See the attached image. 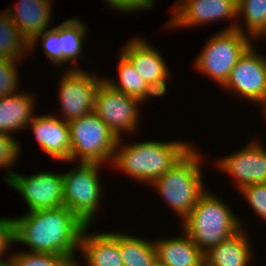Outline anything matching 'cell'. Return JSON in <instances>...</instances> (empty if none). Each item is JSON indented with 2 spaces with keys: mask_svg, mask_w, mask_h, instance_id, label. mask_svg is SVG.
<instances>
[{
  "mask_svg": "<svg viewBox=\"0 0 266 266\" xmlns=\"http://www.w3.org/2000/svg\"><path fill=\"white\" fill-rule=\"evenodd\" d=\"M11 219L13 244H25L30 248L29 252L76 258L86 224L64 205L27 211L26 214Z\"/></svg>",
  "mask_w": 266,
  "mask_h": 266,
  "instance_id": "1",
  "label": "cell"
},
{
  "mask_svg": "<svg viewBox=\"0 0 266 266\" xmlns=\"http://www.w3.org/2000/svg\"><path fill=\"white\" fill-rule=\"evenodd\" d=\"M193 145L188 141H141L123 143L120 138L111 163L113 168L140 183L151 185L168 171Z\"/></svg>",
  "mask_w": 266,
  "mask_h": 266,
  "instance_id": "2",
  "label": "cell"
},
{
  "mask_svg": "<svg viewBox=\"0 0 266 266\" xmlns=\"http://www.w3.org/2000/svg\"><path fill=\"white\" fill-rule=\"evenodd\" d=\"M242 224L225 201L206 190L182 220L181 230L206 253L211 247L235 235L243 228Z\"/></svg>",
  "mask_w": 266,
  "mask_h": 266,
  "instance_id": "3",
  "label": "cell"
},
{
  "mask_svg": "<svg viewBox=\"0 0 266 266\" xmlns=\"http://www.w3.org/2000/svg\"><path fill=\"white\" fill-rule=\"evenodd\" d=\"M192 146L168 171L151 186L173 212L184 219L207 190L202 174V153Z\"/></svg>",
  "mask_w": 266,
  "mask_h": 266,
  "instance_id": "4",
  "label": "cell"
},
{
  "mask_svg": "<svg viewBox=\"0 0 266 266\" xmlns=\"http://www.w3.org/2000/svg\"><path fill=\"white\" fill-rule=\"evenodd\" d=\"M252 42L250 37L237 29L219 31L206 41L193 65L197 72L223 87L232 68Z\"/></svg>",
  "mask_w": 266,
  "mask_h": 266,
  "instance_id": "5",
  "label": "cell"
},
{
  "mask_svg": "<svg viewBox=\"0 0 266 266\" xmlns=\"http://www.w3.org/2000/svg\"><path fill=\"white\" fill-rule=\"evenodd\" d=\"M71 152L70 162L112 163L117 136L93 112L68 122Z\"/></svg>",
  "mask_w": 266,
  "mask_h": 266,
  "instance_id": "6",
  "label": "cell"
},
{
  "mask_svg": "<svg viewBox=\"0 0 266 266\" xmlns=\"http://www.w3.org/2000/svg\"><path fill=\"white\" fill-rule=\"evenodd\" d=\"M77 162V166L63 174L64 206L75 213L86 225H91L95 222L94 219L102 201L99 170L103 164Z\"/></svg>",
  "mask_w": 266,
  "mask_h": 266,
  "instance_id": "7",
  "label": "cell"
},
{
  "mask_svg": "<svg viewBox=\"0 0 266 266\" xmlns=\"http://www.w3.org/2000/svg\"><path fill=\"white\" fill-rule=\"evenodd\" d=\"M68 69L58 85L61 119L65 122L94 112L96 92L104 80V77L77 66Z\"/></svg>",
  "mask_w": 266,
  "mask_h": 266,
  "instance_id": "8",
  "label": "cell"
},
{
  "mask_svg": "<svg viewBox=\"0 0 266 266\" xmlns=\"http://www.w3.org/2000/svg\"><path fill=\"white\" fill-rule=\"evenodd\" d=\"M141 103L133 96L114 90L103 80L96 92L94 113L120 139L123 132L136 133L141 118Z\"/></svg>",
  "mask_w": 266,
  "mask_h": 266,
  "instance_id": "9",
  "label": "cell"
},
{
  "mask_svg": "<svg viewBox=\"0 0 266 266\" xmlns=\"http://www.w3.org/2000/svg\"><path fill=\"white\" fill-rule=\"evenodd\" d=\"M255 49L252 44L238 59L223 88L263 108L266 105V57L257 54Z\"/></svg>",
  "mask_w": 266,
  "mask_h": 266,
  "instance_id": "10",
  "label": "cell"
},
{
  "mask_svg": "<svg viewBox=\"0 0 266 266\" xmlns=\"http://www.w3.org/2000/svg\"><path fill=\"white\" fill-rule=\"evenodd\" d=\"M17 190L29 211L52 209L64 205L63 173L38 172L23 175L16 172L5 181Z\"/></svg>",
  "mask_w": 266,
  "mask_h": 266,
  "instance_id": "11",
  "label": "cell"
},
{
  "mask_svg": "<svg viewBox=\"0 0 266 266\" xmlns=\"http://www.w3.org/2000/svg\"><path fill=\"white\" fill-rule=\"evenodd\" d=\"M171 8L174 14L167 21L168 25L165 24L171 29L208 25L221 19L235 20L223 30L236 29L237 26V0H180Z\"/></svg>",
  "mask_w": 266,
  "mask_h": 266,
  "instance_id": "12",
  "label": "cell"
},
{
  "mask_svg": "<svg viewBox=\"0 0 266 266\" xmlns=\"http://www.w3.org/2000/svg\"><path fill=\"white\" fill-rule=\"evenodd\" d=\"M249 143L216 160L217 169L230 175L239 191L253 184H266V148L258 140Z\"/></svg>",
  "mask_w": 266,
  "mask_h": 266,
  "instance_id": "13",
  "label": "cell"
},
{
  "mask_svg": "<svg viewBox=\"0 0 266 266\" xmlns=\"http://www.w3.org/2000/svg\"><path fill=\"white\" fill-rule=\"evenodd\" d=\"M120 52L131 62L137 74L159 95L167 92V80L171 77L167 62L158 49L141 37L127 41Z\"/></svg>",
  "mask_w": 266,
  "mask_h": 266,
  "instance_id": "14",
  "label": "cell"
},
{
  "mask_svg": "<svg viewBox=\"0 0 266 266\" xmlns=\"http://www.w3.org/2000/svg\"><path fill=\"white\" fill-rule=\"evenodd\" d=\"M32 128L38 145L52 159L69 162L71 152V139L68 122L60 116L45 114L34 116L27 125Z\"/></svg>",
  "mask_w": 266,
  "mask_h": 266,
  "instance_id": "15",
  "label": "cell"
},
{
  "mask_svg": "<svg viewBox=\"0 0 266 266\" xmlns=\"http://www.w3.org/2000/svg\"><path fill=\"white\" fill-rule=\"evenodd\" d=\"M91 225L82 232L79 251L86 266H125L119 247V232L89 233Z\"/></svg>",
  "mask_w": 266,
  "mask_h": 266,
  "instance_id": "16",
  "label": "cell"
},
{
  "mask_svg": "<svg viewBox=\"0 0 266 266\" xmlns=\"http://www.w3.org/2000/svg\"><path fill=\"white\" fill-rule=\"evenodd\" d=\"M51 3L52 0H19L15 7L6 9L11 21L28 43L36 35L50 29Z\"/></svg>",
  "mask_w": 266,
  "mask_h": 266,
  "instance_id": "17",
  "label": "cell"
},
{
  "mask_svg": "<svg viewBox=\"0 0 266 266\" xmlns=\"http://www.w3.org/2000/svg\"><path fill=\"white\" fill-rule=\"evenodd\" d=\"M181 234L153 240L157 263L163 266H205L204 253L184 231Z\"/></svg>",
  "mask_w": 266,
  "mask_h": 266,
  "instance_id": "18",
  "label": "cell"
},
{
  "mask_svg": "<svg viewBox=\"0 0 266 266\" xmlns=\"http://www.w3.org/2000/svg\"><path fill=\"white\" fill-rule=\"evenodd\" d=\"M245 226L204 253L205 266H250L254 255ZM252 258V259H251Z\"/></svg>",
  "mask_w": 266,
  "mask_h": 266,
  "instance_id": "19",
  "label": "cell"
},
{
  "mask_svg": "<svg viewBox=\"0 0 266 266\" xmlns=\"http://www.w3.org/2000/svg\"><path fill=\"white\" fill-rule=\"evenodd\" d=\"M35 104L28 91L0 98V132L13 137L14 132L27 129L35 116Z\"/></svg>",
  "mask_w": 266,
  "mask_h": 266,
  "instance_id": "20",
  "label": "cell"
},
{
  "mask_svg": "<svg viewBox=\"0 0 266 266\" xmlns=\"http://www.w3.org/2000/svg\"><path fill=\"white\" fill-rule=\"evenodd\" d=\"M118 58V79L114 81L113 78L111 80L104 77L107 84L114 90L139 99L142 103H145L151 96L160 97L146 81L137 74L131 62L121 52Z\"/></svg>",
  "mask_w": 266,
  "mask_h": 266,
  "instance_id": "21",
  "label": "cell"
},
{
  "mask_svg": "<svg viewBox=\"0 0 266 266\" xmlns=\"http://www.w3.org/2000/svg\"><path fill=\"white\" fill-rule=\"evenodd\" d=\"M119 247L122 249L121 257L125 266H153L157 262L152 240L120 232Z\"/></svg>",
  "mask_w": 266,
  "mask_h": 266,
  "instance_id": "22",
  "label": "cell"
},
{
  "mask_svg": "<svg viewBox=\"0 0 266 266\" xmlns=\"http://www.w3.org/2000/svg\"><path fill=\"white\" fill-rule=\"evenodd\" d=\"M86 24L78 18H71L59 24L60 52L63 54V65L81 58L83 41L86 38Z\"/></svg>",
  "mask_w": 266,
  "mask_h": 266,
  "instance_id": "23",
  "label": "cell"
},
{
  "mask_svg": "<svg viewBox=\"0 0 266 266\" xmlns=\"http://www.w3.org/2000/svg\"><path fill=\"white\" fill-rule=\"evenodd\" d=\"M27 51L29 43L11 21L7 11H3L0 13V58L22 60L29 53Z\"/></svg>",
  "mask_w": 266,
  "mask_h": 266,
  "instance_id": "24",
  "label": "cell"
},
{
  "mask_svg": "<svg viewBox=\"0 0 266 266\" xmlns=\"http://www.w3.org/2000/svg\"><path fill=\"white\" fill-rule=\"evenodd\" d=\"M241 16L244 17L247 33L240 24ZM236 29L255 41L266 29V0H237Z\"/></svg>",
  "mask_w": 266,
  "mask_h": 266,
  "instance_id": "25",
  "label": "cell"
},
{
  "mask_svg": "<svg viewBox=\"0 0 266 266\" xmlns=\"http://www.w3.org/2000/svg\"><path fill=\"white\" fill-rule=\"evenodd\" d=\"M10 266H65L72 258L51 253L23 250L9 254Z\"/></svg>",
  "mask_w": 266,
  "mask_h": 266,
  "instance_id": "26",
  "label": "cell"
},
{
  "mask_svg": "<svg viewBox=\"0 0 266 266\" xmlns=\"http://www.w3.org/2000/svg\"><path fill=\"white\" fill-rule=\"evenodd\" d=\"M38 41L42 44V49L47 58L53 62L55 66L63 67V54L60 52L59 25L46 29L42 33L36 35L29 42L28 52L33 50L34 53V50L36 49L35 47L38 46L36 44H39Z\"/></svg>",
  "mask_w": 266,
  "mask_h": 266,
  "instance_id": "27",
  "label": "cell"
},
{
  "mask_svg": "<svg viewBox=\"0 0 266 266\" xmlns=\"http://www.w3.org/2000/svg\"><path fill=\"white\" fill-rule=\"evenodd\" d=\"M22 60L0 58V98L11 96L20 92L18 88V65ZM18 63V65H17Z\"/></svg>",
  "mask_w": 266,
  "mask_h": 266,
  "instance_id": "28",
  "label": "cell"
},
{
  "mask_svg": "<svg viewBox=\"0 0 266 266\" xmlns=\"http://www.w3.org/2000/svg\"><path fill=\"white\" fill-rule=\"evenodd\" d=\"M21 143L10 135L0 132V168H7L6 175H3L4 181H6L14 171L10 170L12 165H16L19 159V153H21Z\"/></svg>",
  "mask_w": 266,
  "mask_h": 266,
  "instance_id": "29",
  "label": "cell"
},
{
  "mask_svg": "<svg viewBox=\"0 0 266 266\" xmlns=\"http://www.w3.org/2000/svg\"><path fill=\"white\" fill-rule=\"evenodd\" d=\"M257 217L266 221V184H253L239 191Z\"/></svg>",
  "mask_w": 266,
  "mask_h": 266,
  "instance_id": "30",
  "label": "cell"
},
{
  "mask_svg": "<svg viewBox=\"0 0 266 266\" xmlns=\"http://www.w3.org/2000/svg\"><path fill=\"white\" fill-rule=\"evenodd\" d=\"M107 6L125 14L135 13L142 10H151L155 7L154 0H104Z\"/></svg>",
  "mask_w": 266,
  "mask_h": 266,
  "instance_id": "31",
  "label": "cell"
},
{
  "mask_svg": "<svg viewBox=\"0 0 266 266\" xmlns=\"http://www.w3.org/2000/svg\"><path fill=\"white\" fill-rule=\"evenodd\" d=\"M13 244V226L11 217L0 218V261L6 260L5 255ZM11 246V247H10ZM3 257V258H2Z\"/></svg>",
  "mask_w": 266,
  "mask_h": 266,
  "instance_id": "32",
  "label": "cell"
},
{
  "mask_svg": "<svg viewBox=\"0 0 266 266\" xmlns=\"http://www.w3.org/2000/svg\"><path fill=\"white\" fill-rule=\"evenodd\" d=\"M77 261L76 258L71 259L65 266H79L80 264Z\"/></svg>",
  "mask_w": 266,
  "mask_h": 266,
  "instance_id": "33",
  "label": "cell"
},
{
  "mask_svg": "<svg viewBox=\"0 0 266 266\" xmlns=\"http://www.w3.org/2000/svg\"><path fill=\"white\" fill-rule=\"evenodd\" d=\"M0 266H10L9 257L6 260L0 261Z\"/></svg>",
  "mask_w": 266,
  "mask_h": 266,
  "instance_id": "34",
  "label": "cell"
},
{
  "mask_svg": "<svg viewBox=\"0 0 266 266\" xmlns=\"http://www.w3.org/2000/svg\"><path fill=\"white\" fill-rule=\"evenodd\" d=\"M264 36L266 37V29H265V30L262 32V34L256 39V41L259 40L260 37H261V38H262V37L265 38Z\"/></svg>",
  "mask_w": 266,
  "mask_h": 266,
  "instance_id": "35",
  "label": "cell"
},
{
  "mask_svg": "<svg viewBox=\"0 0 266 266\" xmlns=\"http://www.w3.org/2000/svg\"><path fill=\"white\" fill-rule=\"evenodd\" d=\"M263 113L266 115V105L263 107Z\"/></svg>",
  "mask_w": 266,
  "mask_h": 266,
  "instance_id": "36",
  "label": "cell"
},
{
  "mask_svg": "<svg viewBox=\"0 0 266 266\" xmlns=\"http://www.w3.org/2000/svg\"><path fill=\"white\" fill-rule=\"evenodd\" d=\"M153 266H163V265H160L159 263H155Z\"/></svg>",
  "mask_w": 266,
  "mask_h": 266,
  "instance_id": "37",
  "label": "cell"
}]
</instances>
